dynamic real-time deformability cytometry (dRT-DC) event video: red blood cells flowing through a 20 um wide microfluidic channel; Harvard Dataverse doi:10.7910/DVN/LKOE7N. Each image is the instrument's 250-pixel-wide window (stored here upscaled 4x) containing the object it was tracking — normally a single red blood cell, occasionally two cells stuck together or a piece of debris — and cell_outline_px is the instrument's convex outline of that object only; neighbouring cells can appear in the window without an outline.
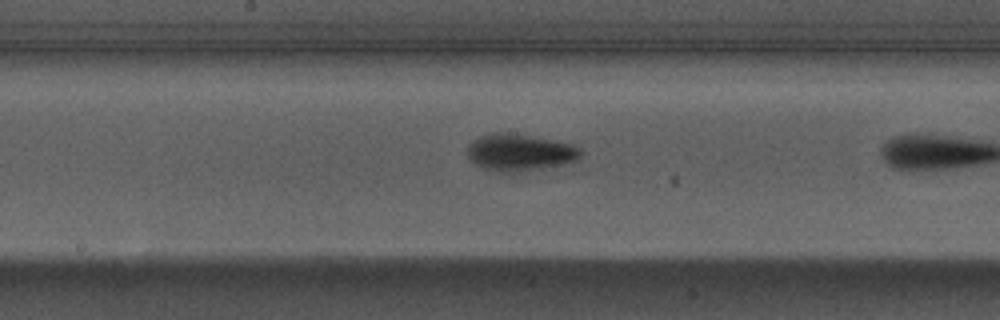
{"species": "Egyptian fruit bat (a non-hibernating species)", "species_latin": "Rousettus aegyptiacus", "temperature_condition": "warm", "stored_images_in_passage": 7, "camera_frame_rate_fps": 3000, "um_per_image_px": 0.085, "animal": {"sex": "male"}, "frame": {"image": 1, "passage_image": 6, "time_ms": 1.667, "image_size_px": [1000, 320], "cell_outline_px": [[580, 156], [576, 160], [556, 164], [512, 172], [508, 172], [484, 168], [476, 164], [468, 156], [468, 144], [480, 136], [496, 132], [504, 132], [572, 144], [580, 152]], "centroid_in_image_um": [44.09, 12.93], "position_along_channel_um": 204.1, "area_um2": 23.06}}